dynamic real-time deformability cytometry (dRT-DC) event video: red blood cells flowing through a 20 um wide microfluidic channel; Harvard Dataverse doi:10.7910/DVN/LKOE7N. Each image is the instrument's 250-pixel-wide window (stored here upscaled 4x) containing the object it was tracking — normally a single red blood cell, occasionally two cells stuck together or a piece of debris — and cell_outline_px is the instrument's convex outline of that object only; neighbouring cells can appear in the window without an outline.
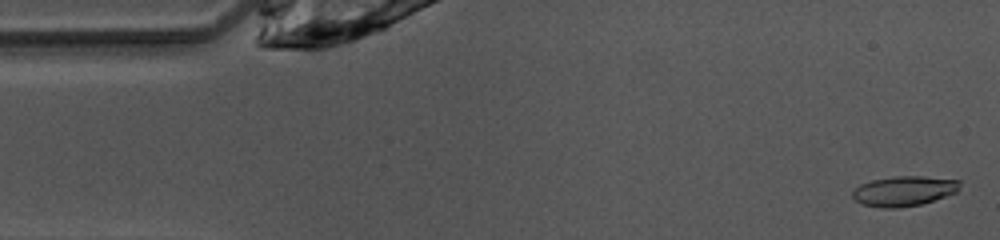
{"species": "common noctule bat (a hibernating species)", "species_latin": "Nyctalus noctula", "temperature_condition": "warm", "stored_images_in_passage": 47, "camera_frame_rate_fps": 3000, "um_per_image_px": 0.085, "animal": {"sex": "female", "body_mass_g": 10.0, "forearm_length_mm": 53.1}, "frame": {"image": 1, "passage_image": 1, "time_ms": 0.0, "image_size_px": [1000, 240], "cell_outline_px": [[960, 188], [956, 192], [920, 204], [896, 208], [880, 208], [860, 204], [852, 196], [852, 192], [860, 184], [872, 180], [896, 176], [924, 176], [960, 180]], "centroid_in_image_um": [76.81, 16.23], "position_along_channel_um": 8.2, "area_um2": 18.67}}
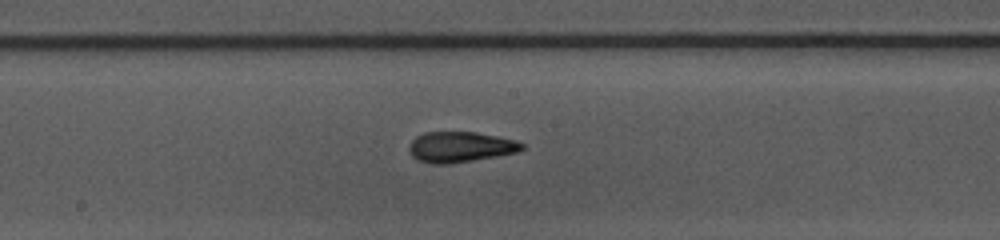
{"frame": {"image": 2, "passage_image": 23, "time_ms": 7.333, "image_size_px": [1000, 240], "cell_outline_px": [[524, 148], [516, 152], [496, 156], [472, 160], [444, 164], [432, 164], [416, 160], [412, 156], [408, 148], [412, 140], [416, 136], [424, 132], [476, 132], [516, 140], [524, 144]], "centroid_in_image_um": [39.09, 12.49], "position_along_channel_um": 209.1, "area_um2": 20.0}}
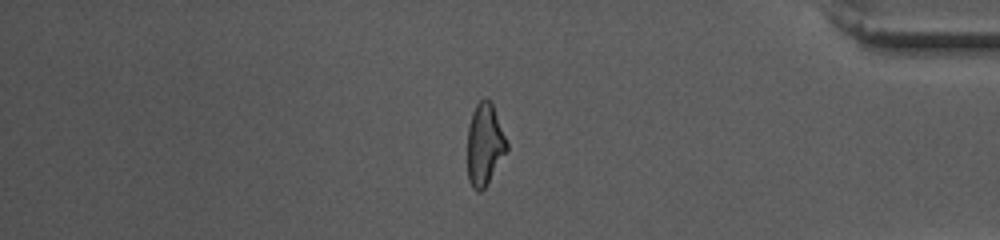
{"frame": {"image": 3, "passage_image": 39, "time_ms": 12.667, "image_size_px": [1000, 240], "cell_outline_px": [[508, 148], [484, 188], [480, 192], [476, 192], [472, 188], [468, 180], [468, 124], [472, 112], [476, 104], [484, 96], [492, 100], [508, 144]], "centroid_in_image_um": [41.18, 12.22], "position_along_channel_um": 394.0, "area_um2": 18.9}, "authors_computed_cell_mechanics": {"area_um2": 19.4786, "velocity_mm_per_s": 4.0982, "shape_relaxation_time_tau1_ms": 4.1612, "shape_relaxation_time_tau2_ms": 1.6717, "deformation_change_tau1": 0.1862, "deformation_change_tau2": 0.1086}}